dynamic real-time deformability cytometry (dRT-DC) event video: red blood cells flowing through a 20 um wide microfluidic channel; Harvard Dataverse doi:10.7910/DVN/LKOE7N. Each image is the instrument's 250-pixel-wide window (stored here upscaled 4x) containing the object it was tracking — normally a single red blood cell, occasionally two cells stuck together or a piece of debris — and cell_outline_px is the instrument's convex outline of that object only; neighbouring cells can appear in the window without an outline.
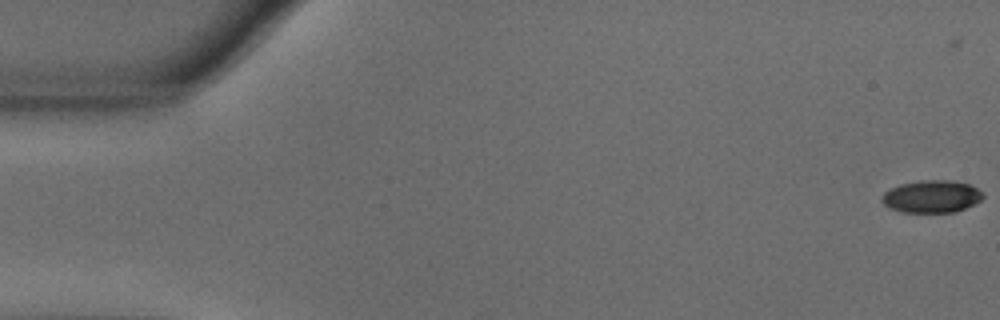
{"species": "common noctule bat (a hibernating species)", "species_latin": "Nyctalus noctula", "temperature_condition": "warm", "stored_images_in_passage": 18, "camera_frame_rate_fps": 3000, "um_per_image_px": 0.085, "animal": {"sex": "male", "body_mass_g": 18.8}, "frame": {"image": 1, "passage_image": 2, "time_ms": 0.333, "image_size_px": [1000, 320], "cell_outline_px": [[984, 196], [980, 200], [956, 212], [904, 212], [892, 208], [884, 204], [880, 200], [880, 196], [888, 188], [900, 184], [924, 180], [948, 180], [968, 184], [976, 188]], "centroid_in_image_um": [79.13, 16.7], "position_along_channel_um": 5.9, "area_um2": 18.9}}
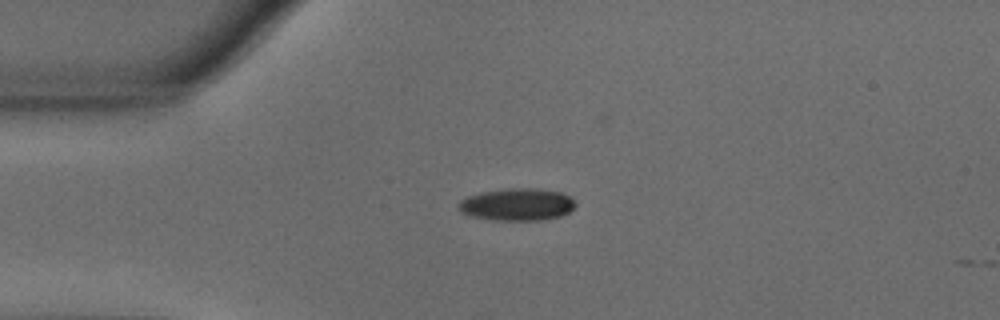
{"frame": {"image": 2, "passage_image": 15, "time_ms": 4.667, "image_size_px": [1000, 320], "cell_outline_px": [[576, 204], [568, 212], [560, 216], [540, 220], [496, 220], [472, 216], [460, 212], [456, 204], [460, 200], [468, 196], [480, 192], [512, 188], [536, 188], [560, 192], [568, 196]], "centroid_in_image_um": [43.9, 17.38], "position_along_channel_um": 41.1, "area_um2": 21.85}}